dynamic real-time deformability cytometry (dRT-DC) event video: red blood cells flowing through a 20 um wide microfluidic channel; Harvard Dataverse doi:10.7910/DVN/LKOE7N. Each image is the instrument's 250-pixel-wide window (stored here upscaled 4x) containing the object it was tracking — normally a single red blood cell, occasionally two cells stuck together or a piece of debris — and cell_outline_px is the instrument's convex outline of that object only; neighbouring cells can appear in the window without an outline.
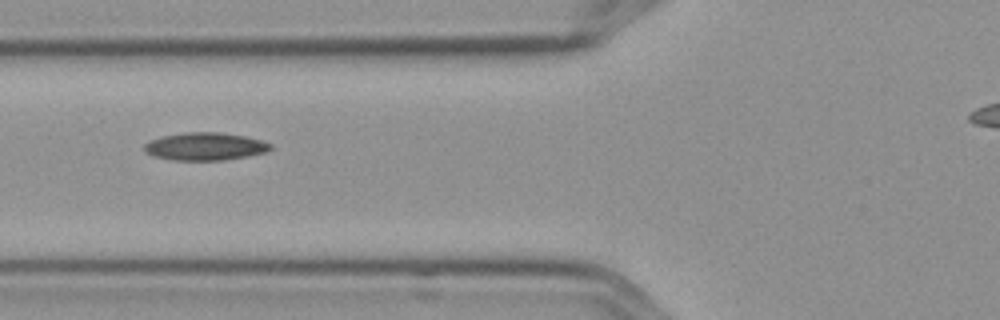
{"species": "Egyptian fruit bat (a non-hibernating species)", "species_latin": "Rousettus aegyptiacus", "temperature_condition": "cold", "stored_images_in_passage": 5, "camera_frame_rate_fps": 3000, "um_per_image_px": 0.085, "frame": {"image": 1, "passage_image": 2, "time_ms": 0.333, "image_size_px": [1000, 320], "cell_outline_px": [[272, 148], [268, 152], [248, 156], [224, 160], [172, 160], [152, 156], [144, 152], [144, 144], [160, 136], [184, 132], [220, 132], [244, 136], [260, 140], [272, 144]], "centroid_in_image_um": [17.42, 12.45], "position_along_channel_um": 108.4, "area_um2": 20.58}}
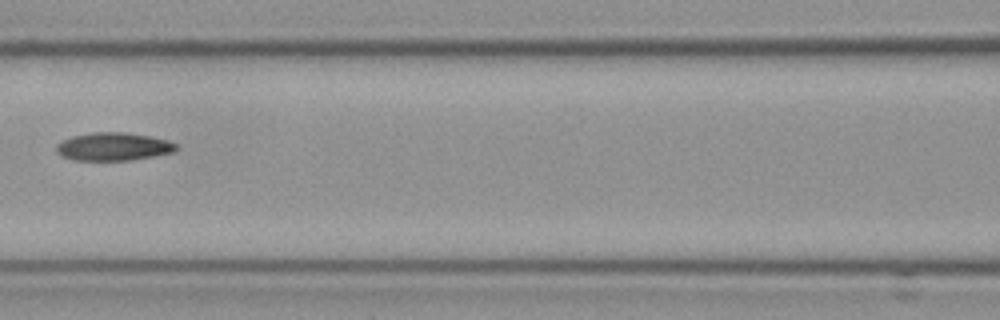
{"frame": {"image": 2, "passage_image": 3, "time_ms": 0.667, "image_size_px": [1000, 320], "cell_outline_px": [[180, 148], [176, 152], [132, 160], [72, 160], [56, 152], [56, 144], [72, 136], [92, 132], [128, 132], [168, 140], [176, 144]], "centroid_in_image_um": [9.68, 12.46], "position_along_channel_um": 156.9, "area_um2": 19.71}}
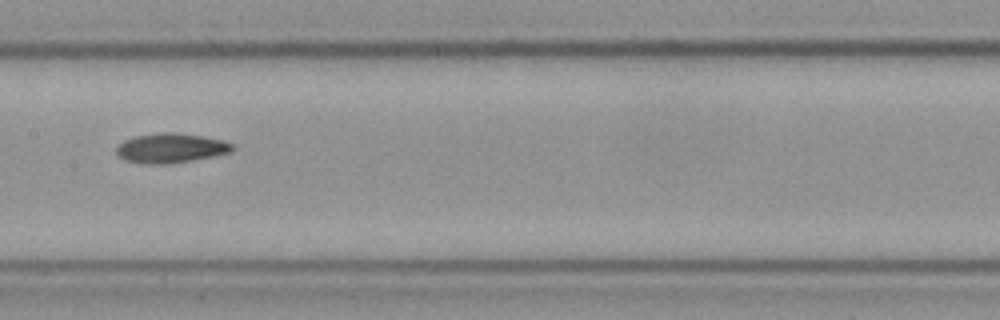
{"frame": {"image": 3, "passage_image": 4, "time_ms": 1.0, "image_size_px": [1000, 320], "cell_outline_px": [[236, 148], [232, 152], [192, 160], [168, 164], [148, 164], [124, 160], [116, 152], [116, 148], [124, 140], [136, 136], [160, 132], [176, 132], [204, 136], [224, 140], [232, 144]], "centroid_in_image_um": [14.55, 12.58], "position_along_channel_um": 192.8, "area_um2": 20.06}}